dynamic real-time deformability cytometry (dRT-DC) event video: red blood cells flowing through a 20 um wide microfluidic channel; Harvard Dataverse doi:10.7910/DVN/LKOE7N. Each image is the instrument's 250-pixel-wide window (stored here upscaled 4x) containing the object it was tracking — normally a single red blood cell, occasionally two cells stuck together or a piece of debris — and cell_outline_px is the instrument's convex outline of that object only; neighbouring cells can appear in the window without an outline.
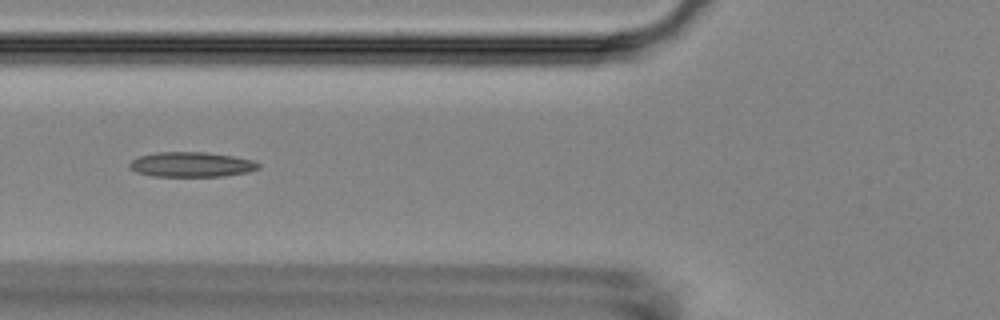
{"species": "Egyptian fruit bat (a non-hibernating species)", "species_latin": "Rousettus aegyptiacus", "temperature_condition": "room temperature", "stored_images_in_passage": 4, "camera_frame_rate_fps": 3000, "um_per_image_px": 0.085, "animal": {"sex": "female"}, "frame": {"image": 1, "passage_image": 4, "time_ms": 4.333, "image_size_px": [1000, 320], "cell_outline_px": [[260, 168], [248, 172], [224, 176], [152, 176], [136, 172], [128, 168], [128, 164], [132, 160], [140, 156], [156, 152], [208, 152], [232, 156], [252, 160], [260, 164]], "centroid_in_image_um": [16.25, 13.98], "position_along_channel_um": 109.5, "area_um2": 18.79}}